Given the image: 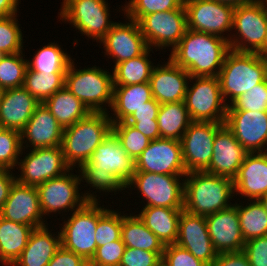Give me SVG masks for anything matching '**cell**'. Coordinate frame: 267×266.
Returning a JSON list of instances; mask_svg holds the SVG:
<instances>
[{"mask_svg": "<svg viewBox=\"0 0 267 266\" xmlns=\"http://www.w3.org/2000/svg\"><path fill=\"white\" fill-rule=\"evenodd\" d=\"M163 65L157 64L150 77L153 98L160 104L184 101L190 74L169 57Z\"/></svg>", "mask_w": 267, "mask_h": 266, "instance_id": "25", "label": "cell"}, {"mask_svg": "<svg viewBox=\"0 0 267 266\" xmlns=\"http://www.w3.org/2000/svg\"><path fill=\"white\" fill-rule=\"evenodd\" d=\"M151 51L154 53L151 48H148L142 55L114 65V70H112L113 86H127L149 82L155 67L150 59Z\"/></svg>", "mask_w": 267, "mask_h": 266, "instance_id": "35", "label": "cell"}, {"mask_svg": "<svg viewBox=\"0 0 267 266\" xmlns=\"http://www.w3.org/2000/svg\"><path fill=\"white\" fill-rule=\"evenodd\" d=\"M184 207L191 214L207 216L231 207L235 197L233 180L205 171L188 172L184 177Z\"/></svg>", "mask_w": 267, "mask_h": 266, "instance_id": "3", "label": "cell"}, {"mask_svg": "<svg viewBox=\"0 0 267 266\" xmlns=\"http://www.w3.org/2000/svg\"><path fill=\"white\" fill-rule=\"evenodd\" d=\"M61 127L72 126L87 117L91 111L65 87L44 102Z\"/></svg>", "mask_w": 267, "mask_h": 266, "instance_id": "32", "label": "cell"}, {"mask_svg": "<svg viewBox=\"0 0 267 266\" xmlns=\"http://www.w3.org/2000/svg\"><path fill=\"white\" fill-rule=\"evenodd\" d=\"M209 266H251L247 255L241 252L219 253Z\"/></svg>", "mask_w": 267, "mask_h": 266, "instance_id": "52", "label": "cell"}, {"mask_svg": "<svg viewBox=\"0 0 267 266\" xmlns=\"http://www.w3.org/2000/svg\"><path fill=\"white\" fill-rule=\"evenodd\" d=\"M47 266H88V262L82 256L61 246Z\"/></svg>", "mask_w": 267, "mask_h": 266, "instance_id": "51", "label": "cell"}, {"mask_svg": "<svg viewBox=\"0 0 267 266\" xmlns=\"http://www.w3.org/2000/svg\"><path fill=\"white\" fill-rule=\"evenodd\" d=\"M25 157L18 160L15 176L21 184L37 187L45 181L63 175L70 167L66 164L61 146L28 149Z\"/></svg>", "mask_w": 267, "mask_h": 266, "instance_id": "14", "label": "cell"}, {"mask_svg": "<svg viewBox=\"0 0 267 266\" xmlns=\"http://www.w3.org/2000/svg\"><path fill=\"white\" fill-rule=\"evenodd\" d=\"M125 244L120 238L117 241L97 247L88 266H119L125 251Z\"/></svg>", "mask_w": 267, "mask_h": 266, "instance_id": "46", "label": "cell"}, {"mask_svg": "<svg viewBox=\"0 0 267 266\" xmlns=\"http://www.w3.org/2000/svg\"><path fill=\"white\" fill-rule=\"evenodd\" d=\"M205 218L212 245L218 254L244 250L245 241L239 224L236 202L231 207Z\"/></svg>", "mask_w": 267, "mask_h": 266, "instance_id": "22", "label": "cell"}, {"mask_svg": "<svg viewBox=\"0 0 267 266\" xmlns=\"http://www.w3.org/2000/svg\"><path fill=\"white\" fill-rule=\"evenodd\" d=\"M189 82L193 84L187 86L184 102L191 120L225 123L228 105L222 96L219 78L191 76Z\"/></svg>", "mask_w": 267, "mask_h": 266, "instance_id": "12", "label": "cell"}, {"mask_svg": "<svg viewBox=\"0 0 267 266\" xmlns=\"http://www.w3.org/2000/svg\"><path fill=\"white\" fill-rule=\"evenodd\" d=\"M138 23L149 48L173 49L187 30L185 7L145 15Z\"/></svg>", "mask_w": 267, "mask_h": 266, "instance_id": "13", "label": "cell"}, {"mask_svg": "<svg viewBox=\"0 0 267 266\" xmlns=\"http://www.w3.org/2000/svg\"><path fill=\"white\" fill-rule=\"evenodd\" d=\"M40 102L23 86L2 90L0 97V125L21 131Z\"/></svg>", "mask_w": 267, "mask_h": 266, "instance_id": "27", "label": "cell"}, {"mask_svg": "<svg viewBox=\"0 0 267 266\" xmlns=\"http://www.w3.org/2000/svg\"><path fill=\"white\" fill-rule=\"evenodd\" d=\"M60 16L64 24L67 22L80 34L100 43L111 27L116 23L109 19L108 0H62Z\"/></svg>", "mask_w": 267, "mask_h": 266, "instance_id": "10", "label": "cell"}, {"mask_svg": "<svg viewBox=\"0 0 267 266\" xmlns=\"http://www.w3.org/2000/svg\"><path fill=\"white\" fill-rule=\"evenodd\" d=\"M121 239L126 247L164 252L165 245L152 233L144 222L134 213L124 214L121 227Z\"/></svg>", "mask_w": 267, "mask_h": 266, "instance_id": "33", "label": "cell"}, {"mask_svg": "<svg viewBox=\"0 0 267 266\" xmlns=\"http://www.w3.org/2000/svg\"><path fill=\"white\" fill-rule=\"evenodd\" d=\"M0 216L9 221L32 226L34 229L49 225L43 218L37 187L18 181L13 183L9 196L0 210Z\"/></svg>", "mask_w": 267, "mask_h": 266, "instance_id": "19", "label": "cell"}, {"mask_svg": "<svg viewBox=\"0 0 267 266\" xmlns=\"http://www.w3.org/2000/svg\"><path fill=\"white\" fill-rule=\"evenodd\" d=\"M163 253L126 247L119 266H157Z\"/></svg>", "mask_w": 267, "mask_h": 266, "instance_id": "47", "label": "cell"}, {"mask_svg": "<svg viewBox=\"0 0 267 266\" xmlns=\"http://www.w3.org/2000/svg\"><path fill=\"white\" fill-rule=\"evenodd\" d=\"M128 19V20H127ZM128 21L116 22L100 42L104 56L113 59L116 64L142 55L149 47L142 35L139 23L126 18Z\"/></svg>", "mask_w": 267, "mask_h": 266, "instance_id": "18", "label": "cell"}, {"mask_svg": "<svg viewBox=\"0 0 267 266\" xmlns=\"http://www.w3.org/2000/svg\"><path fill=\"white\" fill-rule=\"evenodd\" d=\"M62 49L57 42H49L39 48L31 60H27V67L34 72L66 73L75 59Z\"/></svg>", "mask_w": 267, "mask_h": 266, "instance_id": "36", "label": "cell"}, {"mask_svg": "<svg viewBox=\"0 0 267 266\" xmlns=\"http://www.w3.org/2000/svg\"><path fill=\"white\" fill-rule=\"evenodd\" d=\"M83 183L99 193L122 192L136 172L130 157L111 132L94 150L89 161L80 169ZM85 180V181H84Z\"/></svg>", "mask_w": 267, "mask_h": 266, "instance_id": "1", "label": "cell"}, {"mask_svg": "<svg viewBox=\"0 0 267 266\" xmlns=\"http://www.w3.org/2000/svg\"><path fill=\"white\" fill-rule=\"evenodd\" d=\"M74 63L72 61L66 71L64 87L91 112L109 113L107 109L113 102V74L99 66L78 69Z\"/></svg>", "mask_w": 267, "mask_h": 266, "instance_id": "6", "label": "cell"}, {"mask_svg": "<svg viewBox=\"0 0 267 266\" xmlns=\"http://www.w3.org/2000/svg\"><path fill=\"white\" fill-rule=\"evenodd\" d=\"M234 192L247 200L267 194V152L248 153L233 179Z\"/></svg>", "mask_w": 267, "mask_h": 266, "instance_id": "26", "label": "cell"}, {"mask_svg": "<svg viewBox=\"0 0 267 266\" xmlns=\"http://www.w3.org/2000/svg\"><path fill=\"white\" fill-rule=\"evenodd\" d=\"M21 150L20 131L2 128L0 130V168L13 171L23 155Z\"/></svg>", "mask_w": 267, "mask_h": 266, "instance_id": "44", "label": "cell"}, {"mask_svg": "<svg viewBox=\"0 0 267 266\" xmlns=\"http://www.w3.org/2000/svg\"><path fill=\"white\" fill-rule=\"evenodd\" d=\"M264 57L267 58V33H266V38H265V43H264Z\"/></svg>", "mask_w": 267, "mask_h": 266, "instance_id": "58", "label": "cell"}, {"mask_svg": "<svg viewBox=\"0 0 267 266\" xmlns=\"http://www.w3.org/2000/svg\"><path fill=\"white\" fill-rule=\"evenodd\" d=\"M32 226L9 221L0 216V262L11 266L26 247Z\"/></svg>", "mask_w": 267, "mask_h": 266, "instance_id": "31", "label": "cell"}, {"mask_svg": "<svg viewBox=\"0 0 267 266\" xmlns=\"http://www.w3.org/2000/svg\"><path fill=\"white\" fill-rule=\"evenodd\" d=\"M122 220L121 211L107 209L104 205H100V200L98 201V223L95 234L97 247L121 238Z\"/></svg>", "mask_w": 267, "mask_h": 266, "instance_id": "39", "label": "cell"}, {"mask_svg": "<svg viewBox=\"0 0 267 266\" xmlns=\"http://www.w3.org/2000/svg\"><path fill=\"white\" fill-rule=\"evenodd\" d=\"M237 203L239 224L244 241L267 235V212L259 200Z\"/></svg>", "mask_w": 267, "mask_h": 266, "instance_id": "37", "label": "cell"}, {"mask_svg": "<svg viewBox=\"0 0 267 266\" xmlns=\"http://www.w3.org/2000/svg\"><path fill=\"white\" fill-rule=\"evenodd\" d=\"M136 172L167 175H186L181 142L159 138L150 141L147 148L135 160Z\"/></svg>", "mask_w": 267, "mask_h": 266, "instance_id": "17", "label": "cell"}, {"mask_svg": "<svg viewBox=\"0 0 267 266\" xmlns=\"http://www.w3.org/2000/svg\"><path fill=\"white\" fill-rule=\"evenodd\" d=\"M243 252L251 266H267V235L246 241Z\"/></svg>", "mask_w": 267, "mask_h": 266, "instance_id": "49", "label": "cell"}, {"mask_svg": "<svg viewBox=\"0 0 267 266\" xmlns=\"http://www.w3.org/2000/svg\"><path fill=\"white\" fill-rule=\"evenodd\" d=\"M50 231L48 226L35 228L20 256L11 266H47L61 247L60 231Z\"/></svg>", "mask_w": 267, "mask_h": 266, "instance_id": "28", "label": "cell"}, {"mask_svg": "<svg viewBox=\"0 0 267 266\" xmlns=\"http://www.w3.org/2000/svg\"><path fill=\"white\" fill-rule=\"evenodd\" d=\"M70 170L73 172L74 168H70L63 175L47 180L37 186L43 216H49L52 213L57 214V212L58 214L62 213L63 216V212L78 210L89 199L97 197V192L90 191V188L88 189L89 191L87 190L81 194V188L79 187L83 182L81 171L79 169L77 172L79 175H75Z\"/></svg>", "mask_w": 267, "mask_h": 266, "instance_id": "7", "label": "cell"}, {"mask_svg": "<svg viewBox=\"0 0 267 266\" xmlns=\"http://www.w3.org/2000/svg\"><path fill=\"white\" fill-rule=\"evenodd\" d=\"M218 78L222 96L229 106L240 95L267 78V58L259 53L230 50Z\"/></svg>", "mask_w": 267, "mask_h": 266, "instance_id": "5", "label": "cell"}, {"mask_svg": "<svg viewBox=\"0 0 267 266\" xmlns=\"http://www.w3.org/2000/svg\"><path fill=\"white\" fill-rule=\"evenodd\" d=\"M233 30L232 32L236 33L226 34L230 50L259 53L264 57L267 8L261 0L234 8Z\"/></svg>", "mask_w": 267, "mask_h": 266, "instance_id": "8", "label": "cell"}, {"mask_svg": "<svg viewBox=\"0 0 267 266\" xmlns=\"http://www.w3.org/2000/svg\"><path fill=\"white\" fill-rule=\"evenodd\" d=\"M224 123L192 121L180 142L186 172L204 171L210 164L216 131Z\"/></svg>", "mask_w": 267, "mask_h": 266, "instance_id": "16", "label": "cell"}, {"mask_svg": "<svg viewBox=\"0 0 267 266\" xmlns=\"http://www.w3.org/2000/svg\"><path fill=\"white\" fill-rule=\"evenodd\" d=\"M129 124H131L135 129L140 131L151 141L160 138V132L158 129L157 122L129 123Z\"/></svg>", "mask_w": 267, "mask_h": 266, "instance_id": "54", "label": "cell"}, {"mask_svg": "<svg viewBox=\"0 0 267 266\" xmlns=\"http://www.w3.org/2000/svg\"><path fill=\"white\" fill-rule=\"evenodd\" d=\"M122 7L125 17L139 22L145 15L181 8L184 0H129Z\"/></svg>", "mask_w": 267, "mask_h": 266, "instance_id": "42", "label": "cell"}, {"mask_svg": "<svg viewBox=\"0 0 267 266\" xmlns=\"http://www.w3.org/2000/svg\"><path fill=\"white\" fill-rule=\"evenodd\" d=\"M66 73L34 72L26 68L23 87L40 103H44L65 84Z\"/></svg>", "mask_w": 267, "mask_h": 266, "instance_id": "38", "label": "cell"}, {"mask_svg": "<svg viewBox=\"0 0 267 266\" xmlns=\"http://www.w3.org/2000/svg\"><path fill=\"white\" fill-rule=\"evenodd\" d=\"M181 212L182 209L143 207L137 215L166 246L177 240Z\"/></svg>", "mask_w": 267, "mask_h": 266, "instance_id": "30", "label": "cell"}, {"mask_svg": "<svg viewBox=\"0 0 267 266\" xmlns=\"http://www.w3.org/2000/svg\"><path fill=\"white\" fill-rule=\"evenodd\" d=\"M188 250L196 259L210 265L217 257L208 233L205 216L191 214L182 209L178 236L175 242Z\"/></svg>", "mask_w": 267, "mask_h": 266, "instance_id": "21", "label": "cell"}, {"mask_svg": "<svg viewBox=\"0 0 267 266\" xmlns=\"http://www.w3.org/2000/svg\"><path fill=\"white\" fill-rule=\"evenodd\" d=\"M169 50V58L190 76L218 77L230 46L222 37L187 29L180 42Z\"/></svg>", "mask_w": 267, "mask_h": 266, "instance_id": "2", "label": "cell"}, {"mask_svg": "<svg viewBox=\"0 0 267 266\" xmlns=\"http://www.w3.org/2000/svg\"><path fill=\"white\" fill-rule=\"evenodd\" d=\"M225 124L248 153L267 152V112L227 111Z\"/></svg>", "mask_w": 267, "mask_h": 266, "instance_id": "20", "label": "cell"}, {"mask_svg": "<svg viewBox=\"0 0 267 266\" xmlns=\"http://www.w3.org/2000/svg\"><path fill=\"white\" fill-rule=\"evenodd\" d=\"M259 201L263 204L265 211L267 212V194L262 196Z\"/></svg>", "mask_w": 267, "mask_h": 266, "instance_id": "57", "label": "cell"}, {"mask_svg": "<svg viewBox=\"0 0 267 266\" xmlns=\"http://www.w3.org/2000/svg\"><path fill=\"white\" fill-rule=\"evenodd\" d=\"M26 68L27 59L23 52L4 55L0 59V89L22 87Z\"/></svg>", "mask_w": 267, "mask_h": 266, "instance_id": "40", "label": "cell"}, {"mask_svg": "<svg viewBox=\"0 0 267 266\" xmlns=\"http://www.w3.org/2000/svg\"><path fill=\"white\" fill-rule=\"evenodd\" d=\"M264 4V6L267 8V0H261Z\"/></svg>", "mask_w": 267, "mask_h": 266, "instance_id": "60", "label": "cell"}, {"mask_svg": "<svg viewBox=\"0 0 267 266\" xmlns=\"http://www.w3.org/2000/svg\"><path fill=\"white\" fill-rule=\"evenodd\" d=\"M162 260L169 266H209L177 244L165 246Z\"/></svg>", "mask_w": 267, "mask_h": 266, "instance_id": "48", "label": "cell"}, {"mask_svg": "<svg viewBox=\"0 0 267 266\" xmlns=\"http://www.w3.org/2000/svg\"><path fill=\"white\" fill-rule=\"evenodd\" d=\"M17 14L0 17V51L6 54L23 52V33L18 24Z\"/></svg>", "mask_w": 267, "mask_h": 266, "instance_id": "43", "label": "cell"}, {"mask_svg": "<svg viewBox=\"0 0 267 266\" xmlns=\"http://www.w3.org/2000/svg\"><path fill=\"white\" fill-rule=\"evenodd\" d=\"M160 105L161 104L158 103L153 98L152 100L146 102L144 106L136 110L135 113L126 120V122L127 123L157 122V116Z\"/></svg>", "mask_w": 267, "mask_h": 266, "instance_id": "50", "label": "cell"}, {"mask_svg": "<svg viewBox=\"0 0 267 266\" xmlns=\"http://www.w3.org/2000/svg\"><path fill=\"white\" fill-rule=\"evenodd\" d=\"M19 3L20 0H0V17L17 14Z\"/></svg>", "mask_w": 267, "mask_h": 266, "instance_id": "55", "label": "cell"}, {"mask_svg": "<svg viewBox=\"0 0 267 266\" xmlns=\"http://www.w3.org/2000/svg\"><path fill=\"white\" fill-rule=\"evenodd\" d=\"M157 266H169L166 262H164L163 260H161Z\"/></svg>", "mask_w": 267, "mask_h": 266, "instance_id": "59", "label": "cell"}, {"mask_svg": "<svg viewBox=\"0 0 267 266\" xmlns=\"http://www.w3.org/2000/svg\"><path fill=\"white\" fill-rule=\"evenodd\" d=\"M227 111L267 112V78L235 99Z\"/></svg>", "mask_w": 267, "mask_h": 266, "instance_id": "45", "label": "cell"}, {"mask_svg": "<svg viewBox=\"0 0 267 266\" xmlns=\"http://www.w3.org/2000/svg\"><path fill=\"white\" fill-rule=\"evenodd\" d=\"M15 181V175L11 170L0 168V210L4 206Z\"/></svg>", "mask_w": 267, "mask_h": 266, "instance_id": "53", "label": "cell"}, {"mask_svg": "<svg viewBox=\"0 0 267 266\" xmlns=\"http://www.w3.org/2000/svg\"><path fill=\"white\" fill-rule=\"evenodd\" d=\"M191 122L184 101L160 105L157 116L160 138L180 141Z\"/></svg>", "mask_w": 267, "mask_h": 266, "instance_id": "34", "label": "cell"}, {"mask_svg": "<svg viewBox=\"0 0 267 266\" xmlns=\"http://www.w3.org/2000/svg\"><path fill=\"white\" fill-rule=\"evenodd\" d=\"M63 130L45 104L40 103L20 131L21 151L28 147L36 149L61 146Z\"/></svg>", "mask_w": 267, "mask_h": 266, "instance_id": "24", "label": "cell"}, {"mask_svg": "<svg viewBox=\"0 0 267 266\" xmlns=\"http://www.w3.org/2000/svg\"><path fill=\"white\" fill-rule=\"evenodd\" d=\"M97 197L89 199L81 208L71 212L60 228L61 246L82 256L87 262L97 250L96 228L98 223Z\"/></svg>", "mask_w": 267, "mask_h": 266, "instance_id": "9", "label": "cell"}, {"mask_svg": "<svg viewBox=\"0 0 267 266\" xmlns=\"http://www.w3.org/2000/svg\"><path fill=\"white\" fill-rule=\"evenodd\" d=\"M248 152L224 123L214 137L213 154L207 173L234 179Z\"/></svg>", "mask_w": 267, "mask_h": 266, "instance_id": "23", "label": "cell"}, {"mask_svg": "<svg viewBox=\"0 0 267 266\" xmlns=\"http://www.w3.org/2000/svg\"><path fill=\"white\" fill-rule=\"evenodd\" d=\"M215 1H218V2L223 3V4H227L230 6L237 7L240 5L251 4V3H254L258 0H215Z\"/></svg>", "mask_w": 267, "mask_h": 266, "instance_id": "56", "label": "cell"}, {"mask_svg": "<svg viewBox=\"0 0 267 266\" xmlns=\"http://www.w3.org/2000/svg\"><path fill=\"white\" fill-rule=\"evenodd\" d=\"M184 7L187 29L228 40L224 32L228 33L233 30L234 6L215 0H184Z\"/></svg>", "mask_w": 267, "mask_h": 266, "instance_id": "15", "label": "cell"}, {"mask_svg": "<svg viewBox=\"0 0 267 266\" xmlns=\"http://www.w3.org/2000/svg\"><path fill=\"white\" fill-rule=\"evenodd\" d=\"M112 133L119 140L127 154L134 160L140 156L151 141L126 121L112 123Z\"/></svg>", "mask_w": 267, "mask_h": 266, "instance_id": "41", "label": "cell"}, {"mask_svg": "<svg viewBox=\"0 0 267 266\" xmlns=\"http://www.w3.org/2000/svg\"><path fill=\"white\" fill-rule=\"evenodd\" d=\"M112 132V121L106 112H91L63 130L61 148L66 164L81 169L94 150Z\"/></svg>", "mask_w": 267, "mask_h": 266, "instance_id": "4", "label": "cell"}, {"mask_svg": "<svg viewBox=\"0 0 267 266\" xmlns=\"http://www.w3.org/2000/svg\"><path fill=\"white\" fill-rule=\"evenodd\" d=\"M185 175H167L149 172H135L125 189L141 193L144 207H166L183 209ZM181 178V179H180ZM182 180V181H181Z\"/></svg>", "mask_w": 267, "mask_h": 266, "instance_id": "11", "label": "cell"}, {"mask_svg": "<svg viewBox=\"0 0 267 266\" xmlns=\"http://www.w3.org/2000/svg\"><path fill=\"white\" fill-rule=\"evenodd\" d=\"M152 99L150 82L113 86V102L110 108L113 113H108L109 118L112 123L124 122Z\"/></svg>", "mask_w": 267, "mask_h": 266, "instance_id": "29", "label": "cell"}, {"mask_svg": "<svg viewBox=\"0 0 267 266\" xmlns=\"http://www.w3.org/2000/svg\"><path fill=\"white\" fill-rule=\"evenodd\" d=\"M4 56V54L0 51V59Z\"/></svg>", "mask_w": 267, "mask_h": 266, "instance_id": "61", "label": "cell"}]
</instances>
